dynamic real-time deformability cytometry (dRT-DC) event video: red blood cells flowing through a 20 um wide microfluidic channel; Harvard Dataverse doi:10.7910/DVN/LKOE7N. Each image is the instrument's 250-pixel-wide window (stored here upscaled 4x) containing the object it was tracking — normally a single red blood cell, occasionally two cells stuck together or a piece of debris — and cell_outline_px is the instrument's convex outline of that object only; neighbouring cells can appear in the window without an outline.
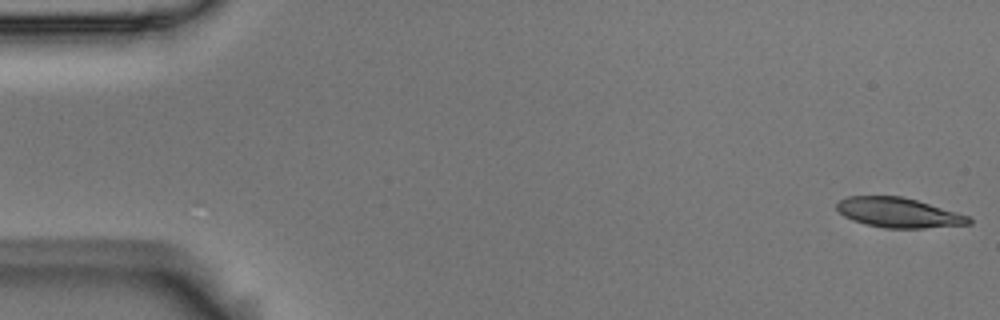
{"species": "Egyptian fruit bat (a non-hibernating species)", "species_latin": "Rousettus aegyptiacus", "temperature_condition": "room temperature", "stored_images_in_passage": 54, "camera_frame_rate_fps": 3000, "um_per_image_px": 0.085, "animal": {"sex": "male"}, "frame": {"image": 1, "passage_image": 1, "time_ms": 0.0, "image_size_px": [1000, 320], "cell_outline_px": [[972, 224], [924, 228], [884, 228], [864, 224], [852, 220], [844, 216], [836, 208], [836, 204], [840, 200], [848, 196], [900, 196], [916, 200], [972, 216]], "centroid_in_image_um": [76.41, 18.08], "position_along_channel_um": 8.6, "area_um2": 23.06}}
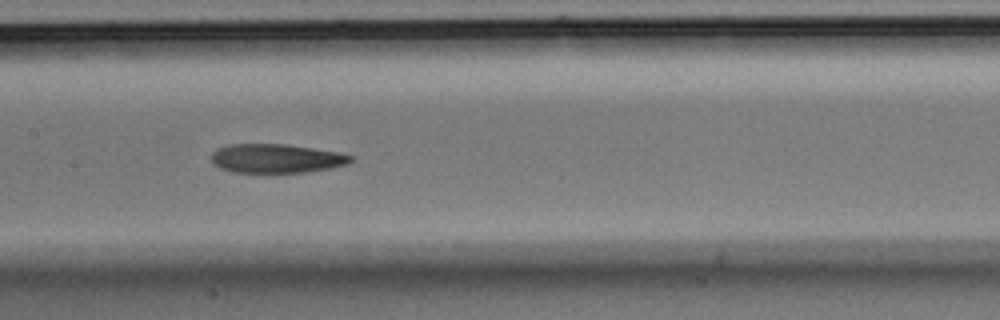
{"frame": {"image": 2, "passage_image": 26, "time_ms": 8.333, "image_size_px": [1000, 320], "cell_outline_px": [[356, 156], [348, 164], [332, 168], [304, 172], [232, 172], [220, 168], [212, 164], [212, 152], [216, 148], [228, 144], [284, 144], [312, 148], [336, 152]], "centroid_in_image_um": [23.47, 13.46], "position_along_channel_um": 183.9, "area_um2": 23.58}}
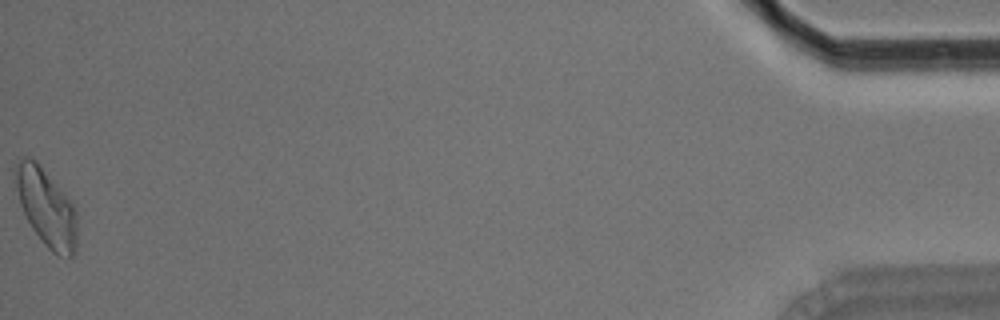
{"frame": {"image": 3, "passage_image": 54, "time_ms": 17.667, "image_size_px": [1000, 320], "cell_outline_px": [[76, 252], [72, 256], [56, 256], [44, 244], [32, 228], [20, 204], [12, 172], [16, 164], [24, 156], [28, 156], [36, 160], [40, 164], [64, 192], [72, 204], [76, 212]], "centroid_in_image_um": [3.92, 17.61], "position_along_channel_um": 431.3, "area_um2": 27.92}, "authors_computed_cell_mechanics": {"area_um2": 24.5072, "velocity_mm_per_s": 3.7076, "shape_relaxation_time_tau1_ms": 5.8388, "shape_relaxation_time_tau2_ms": 6.9931, "deformation_change_tau1": 0.1826, "deformation_change_tau2": 0.1539}}